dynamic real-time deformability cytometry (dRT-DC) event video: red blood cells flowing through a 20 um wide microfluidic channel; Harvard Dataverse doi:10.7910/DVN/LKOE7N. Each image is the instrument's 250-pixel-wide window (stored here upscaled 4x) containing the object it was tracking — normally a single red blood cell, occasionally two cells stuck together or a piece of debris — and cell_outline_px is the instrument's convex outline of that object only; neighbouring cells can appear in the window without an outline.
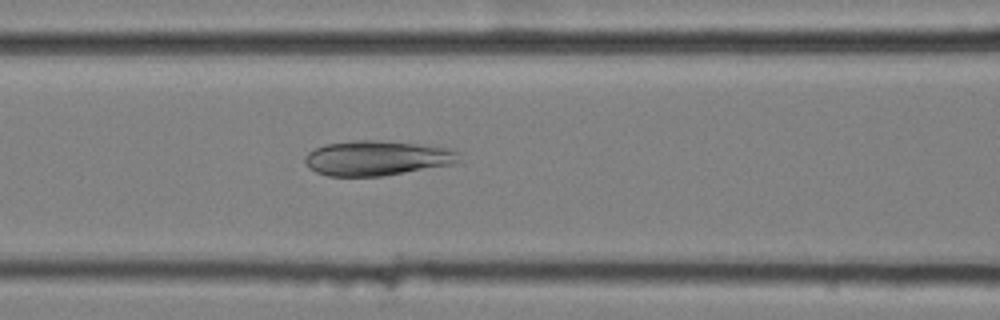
{"species": "common noctule bat (a hibernating species)", "species_latin": "Nyctalus noctula", "temperature_condition": "cold", "stored_images_in_passage": 56, "camera_frame_rate_fps": 3000, "um_per_image_px": 0.085, "animal": {"sex": "female", "body_mass_g": 25.1}, "frame": {"image": 1, "passage_image": 24, "time_ms": 7.667, "image_size_px": [1000, 320], "cell_outline_px": [[460, 160], [452, 164], [384, 176], [328, 176], [316, 172], [308, 168], [304, 160], [304, 156], [308, 152], [324, 144], [352, 140], [380, 140], [420, 144], [452, 148], [460, 152]], "centroid_in_image_um": [32.04, 13.43], "position_along_channel_um": 134.6, "area_um2": 31.67}}
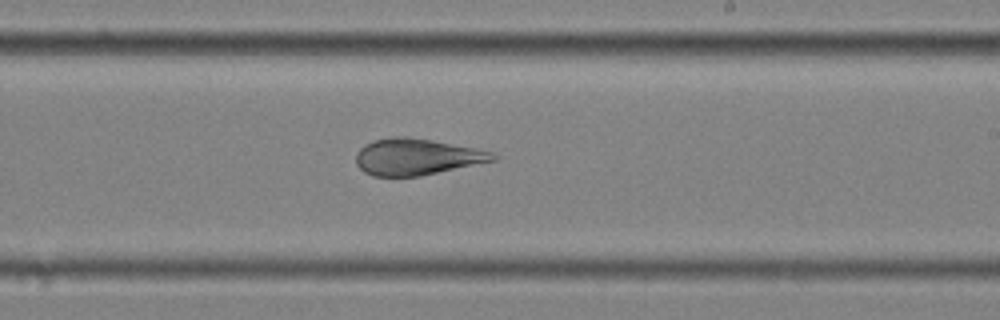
{"frame": {"image": 2, "passage_image": 34, "time_ms": 11.0, "image_size_px": [1000, 320], "cell_outline_px": [[500, 156], [496, 160], [420, 176], [372, 176], [364, 172], [356, 164], [356, 152], [364, 144], [376, 140], [392, 136], [404, 136], [432, 140], [492, 152]], "centroid_in_image_um": [35.38, 13.33], "position_along_channel_um": 253.6, "area_um2": 28.9}}
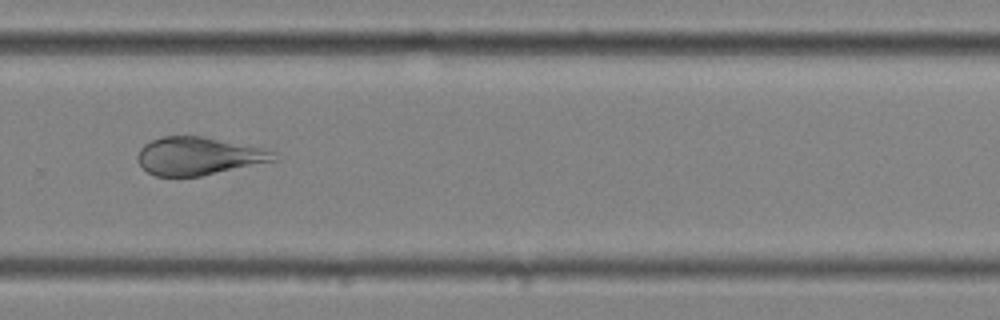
{"frame": {"image": 3, "passage_image": 39, "time_ms": 12.667, "image_size_px": [1000, 320], "cell_outline_px": [[276, 160], [200, 176], [156, 176], [148, 172], [140, 164], [136, 156], [140, 148], [144, 144], [152, 140], [164, 136], [200, 136], [260, 148], [276, 152]], "centroid_in_image_um": [16.82, 13.27], "position_along_channel_um": 313.0, "area_um2": 29.54}}